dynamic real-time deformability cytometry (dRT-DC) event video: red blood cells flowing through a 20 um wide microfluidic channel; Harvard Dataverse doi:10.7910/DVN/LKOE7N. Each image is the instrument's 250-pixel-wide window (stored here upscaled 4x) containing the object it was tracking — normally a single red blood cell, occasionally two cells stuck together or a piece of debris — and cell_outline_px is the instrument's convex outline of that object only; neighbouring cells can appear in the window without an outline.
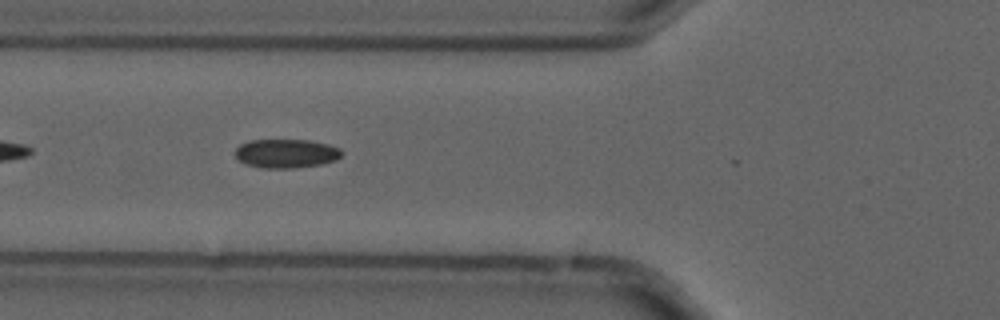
{"species": "common noctule bat (a hibernating species)", "species_latin": "Nyctalus noctula", "temperature_condition": "cold", "stored_images_in_passage": 4, "camera_frame_rate_fps": 3000, "um_per_image_px": 0.085, "animal": {"sex": "male", "forearm_length_mm": 52.5}, "frame": {"image": 1, "passage_image": 3, "time_ms": 0.667, "image_size_px": [1000, 320], "cell_outline_px": [[344, 152], [336, 160], [320, 164], [296, 168], [260, 168], [244, 164], [236, 156], [236, 148], [240, 144], [252, 140], [308, 140], [328, 144], [340, 148]], "centroid_in_image_um": [24.33, 13.05], "position_along_channel_um": 101.5, "area_um2": 17.98}}
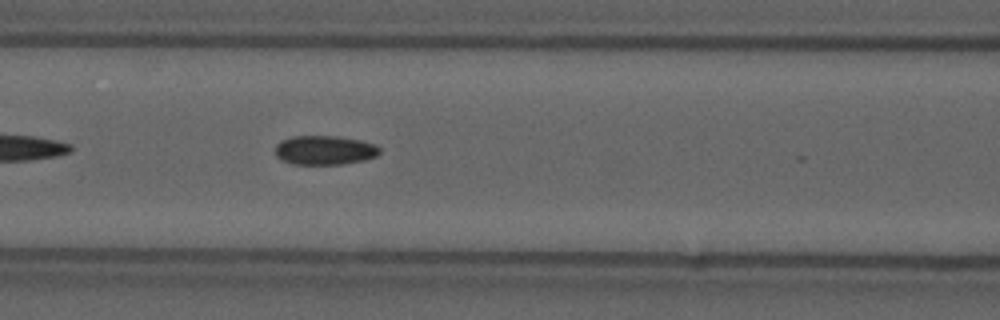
{"frame": {"image": 2, "passage_image": 4, "time_ms": 1.0, "image_size_px": [1000, 320], "cell_outline_px": [[380, 152], [376, 156], [364, 160], [344, 164], [292, 164], [280, 160], [276, 156], [276, 144], [280, 140], [292, 136], [336, 136], [360, 140], [376, 144], [380, 148]], "centroid_in_image_um": [27.58, 12.76], "position_along_channel_um": 139.0, "area_um2": 17.92}}